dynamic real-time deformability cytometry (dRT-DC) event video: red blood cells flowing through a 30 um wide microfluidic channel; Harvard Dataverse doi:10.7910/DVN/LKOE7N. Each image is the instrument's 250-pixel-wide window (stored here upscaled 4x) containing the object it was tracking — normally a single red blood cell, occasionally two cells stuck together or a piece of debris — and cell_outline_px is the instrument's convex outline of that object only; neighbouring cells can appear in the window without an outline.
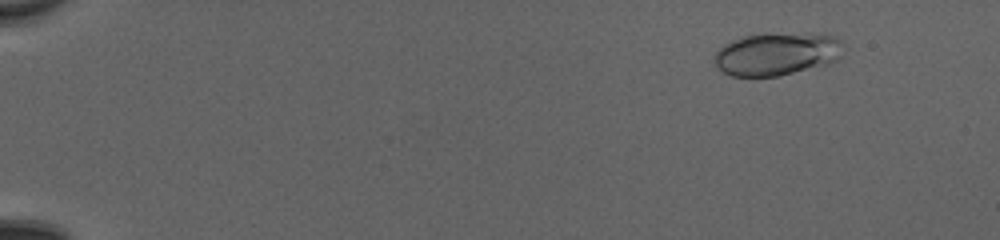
{"species": "common noctule bat (a hibernating species)", "species_latin": "Nyctalus noctula", "temperature_condition": "cold", "stored_images_in_passage": 52, "camera_frame_rate_fps": 3000, "um_per_image_px": 0.085, "animal": {"sex": "female", "body_mass_g": 20.0, "forearm_length_mm": 54.0}, "frame": {"image": 1, "passage_image": 7, "time_ms": 2.0, "image_size_px": [1000, 240], "cell_outline_px": [[840, 56], [836, 60], [828, 64], [780, 76], [732, 76], [724, 72], [716, 64], [716, 52], [724, 44], [732, 40], [744, 36], [764, 32], [808, 32], [836, 36], [840, 40]], "centroid_in_image_um": [66.05, 4.55], "position_along_channel_um": 19.0, "area_um2": 32.54}}
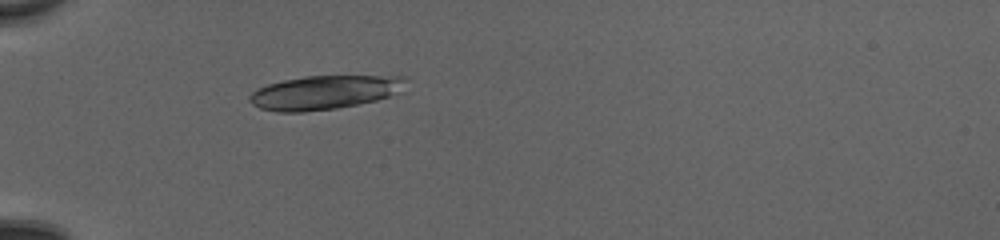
{"frame": {"image": 2, "passage_image": 19, "time_ms": 6.0, "image_size_px": [1000, 240], "cell_outline_px": [[408, 80], [404, 92], [376, 100], [336, 108], [304, 112], [276, 112], [260, 108], [252, 104], [248, 100], [248, 96], [256, 88], [268, 84], [284, 80], [304, 76], [408, 76]], "centroid_in_image_um": [27.62, 7.85], "position_along_channel_um": 57.4, "area_um2": 31.21}}